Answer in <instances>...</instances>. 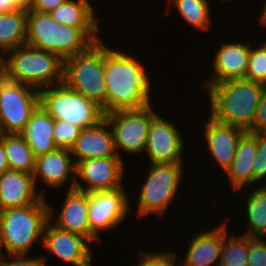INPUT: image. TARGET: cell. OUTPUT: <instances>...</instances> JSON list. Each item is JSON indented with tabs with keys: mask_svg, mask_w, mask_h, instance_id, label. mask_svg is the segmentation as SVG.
<instances>
[{
	"mask_svg": "<svg viewBox=\"0 0 266 266\" xmlns=\"http://www.w3.org/2000/svg\"><path fill=\"white\" fill-rule=\"evenodd\" d=\"M123 49L108 47L105 43V83L107 104L104 114L129 109H140L153 103L152 79L143 59L125 53Z\"/></svg>",
	"mask_w": 266,
	"mask_h": 266,
	"instance_id": "1",
	"label": "cell"
},
{
	"mask_svg": "<svg viewBox=\"0 0 266 266\" xmlns=\"http://www.w3.org/2000/svg\"><path fill=\"white\" fill-rule=\"evenodd\" d=\"M101 27H74L54 21L49 12L28 11L26 44L57 54L63 61L100 41Z\"/></svg>",
	"mask_w": 266,
	"mask_h": 266,
	"instance_id": "2",
	"label": "cell"
},
{
	"mask_svg": "<svg viewBox=\"0 0 266 266\" xmlns=\"http://www.w3.org/2000/svg\"><path fill=\"white\" fill-rule=\"evenodd\" d=\"M264 86L245 78L213 84L206 90L210 102L208 113L219 122L248 132L252 127Z\"/></svg>",
	"mask_w": 266,
	"mask_h": 266,
	"instance_id": "3",
	"label": "cell"
},
{
	"mask_svg": "<svg viewBox=\"0 0 266 266\" xmlns=\"http://www.w3.org/2000/svg\"><path fill=\"white\" fill-rule=\"evenodd\" d=\"M49 216L46 197L32 205L0 211V252L5 255H29L36 245L34 243L42 247Z\"/></svg>",
	"mask_w": 266,
	"mask_h": 266,
	"instance_id": "4",
	"label": "cell"
},
{
	"mask_svg": "<svg viewBox=\"0 0 266 266\" xmlns=\"http://www.w3.org/2000/svg\"><path fill=\"white\" fill-rule=\"evenodd\" d=\"M63 62L57 54L26 44L4 55V77L40 91L63 83Z\"/></svg>",
	"mask_w": 266,
	"mask_h": 266,
	"instance_id": "5",
	"label": "cell"
},
{
	"mask_svg": "<svg viewBox=\"0 0 266 266\" xmlns=\"http://www.w3.org/2000/svg\"><path fill=\"white\" fill-rule=\"evenodd\" d=\"M185 163L149 164L148 173L139 187V197L136 195V217L142 219L167 216V210L179 196L180 186L184 182ZM184 168V169H183ZM178 195V196H177ZM165 214V215H164ZM147 215V216H146Z\"/></svg>",
	"mask_w": 266,
	"mask_h": 266,
	"instance_id": "6",
	"label": "cell"
},
{
	"mask_svg": "<svg viewBox=\"0 0 266 266\" xmlns=\"http://www.w3.org/2000/svg\"><path fill=\"white\" fill-rule=\"evenodd\" d=\"M101 39L86 51L63 62V84L100 107L107 104L105 83V42Z\"/></svg>",
	"mask_w": 266,
	"mask_h": 266,
	"instance_id": "7",
	"label": "cell"
},
{
	"mask_svg": "<svg viewBox=\"0 0 266 266\" xmlns=\"http://www.w3.org/2000/svg\"><path fill=\"white\" fill-rule=\"evenodd\" d=\"M39 105L54 120L69 122L82 130L99 124L105 116L96 102L63 83L40 90Z\"/></svg>",
	"mask_w": 266,
	"mask_h": 266,
	"instance_id": "8",
	"label": "cell"
},
{
	"mask_svg": "<svg viewBox=\"0 0 266 266\" xmlns=\"http://www.w3.org/2000/svg\"><path fill=\"white\" fill-rule=\"evenodd\" d=\"M155 110L150 104L140 109L105 114L104 119L112 130L116 153L121 159L123 152L133 157L144 155L148 129L152 118L158 113Z\"/></svg>",
	"mask_w": 266,
	"mask_h": 266,
	"instance_id": "9",
	"label": "cell"
},
{
	"mask_svg": "<svg viewBox=\"0 0 266 266\" xmlns=\"http://www.w3.org/2000/svg\"><path fill=\"white\" fill-rule=\"evenodd\" d=\"M39 106V90L3 77L0 80V130L20 133Z\"/></svg>",
	"mask_w": 266,
	"mask_h": 266,
	"instance_id": "10",
	"label": "cell"
},
{
	"mask_svg": "<svg viewBox=\"0 0 266 266\" xmlns=\"http://www.w3.org/2000/svg\"><path fill=\"white\" fill-rule=\"evenodd\" d=\"M124 162V159L120 157H101L79 161L75 168L74 189L92 193L123 188L126 186L124 185L126 172Z\"/></svg>",
	"mask_w": 266,
	"mask_h": 266,
	"instance_id": "11",
	"label": "cell"
},
{
	"mask_svg": "<svg viewBox=\"0 0 266 266\" xmlns=\"http://www.w3.org/2000/svg\"><path fill=\"white\" fill-rule=\"evenodd\" d=\"M126 191L124 186L115 190L90 193L89 226L99 238V233L120 227L124 224L123 221L126 222L128 215H131L132 201Z\"/></svg>",
	"mask_w": 266,
	"mask_h": 266,
	"instance_id": "12",
	"label": "cell"
},
{
	"mask_svg": "<svg viewBox=\"0 0 266 266\" xmlns=\"http://www.w3.org/2000/svg\"><path fill=\"white\" fill-rule=\"evenodd\" d=\"M174 121L166 120L156 114L150 123L145 154L149 164L184 163L185 139Z\"/></svg>",
	"mask_w": 266,
	"mask_h": 266,
	"instance_id": "13",
	"label": "cell"
},
{
	"mask_svg": "<svg viewBox=\"0 0 266 266\" xmlns=\"http://www.w3.org/2000/svg\"><path fill=\"white\" fill-rule=\"evenodd\" d=\"M75 168L76 165L69 149L57 148L50 153L35 158V167L32 175L38 192L47 198L46 188H49V190L54 189L55 191L56 189L57 191L74 189ZM39 180L40 182L42 180L44 189L38 188Z\"/></svg>",
	"mask_w": 266,
	"mask_h": 266,
	"instance_id": "14",
	"label": "cell"
},
{
	"mask_svg": "<svg viewBox=\"0 0 266 266\" xmlns=\"http://www.w3.org/2000/svg\"><path fill=\"white\" fill-rule=\"evenodd\" d=\"M65 193L59 211L54 210L55 207L48 202L49 220L58 228L78 234L89 240L92 244L101 243V238L89 226L90 193L76 189L66 190Z\"/></svg>",
	"mask_w": 266,
	"mask_h": 266,
	"instance_id": "15",
	"label": "cell"
},
{
	"mask_svg": "<svg viewBox=\"0 0 266 266\" xmlns=\"http://www.w3.org/2000/svg\"><path fill=\"white\" fill-rule=\"evenodd\" d=\"M92 243L86 238L62 230L50 220L46 223L42 247L57 257L63 264L72 266H93Z\"/></svg>",
	"mask_w": 266,
	"mask_h": 266,
	"instance_id": "16",
	"label": "cell"
},
{
	"mask_svg": "<svg viewBox=\"0 0 266 266\" xmlns=\"http://www.w3.org/2000/svg\"><path fill=\"white\" fill-rule=\"evenodd\" d=\"M236 40L234 42H221L215 49L211 60V73L207 80L202 81L204 89L220 82L244 79L247 73L248 58L250 53V41Z\"/></svg>",
	"mask_w": 266,
	"mask_h": 266,
	"instance_id": "17",
	"label": "cell"
},
{
	"mask_svg": "<svg viewBox=\"0 0 266 266\" xmlns=\"http://www.w3.org/2000/svg\"><path fill=\"white\" fill-rule=\"evenodd\" d=\"M208 118H205L203 127V137L205 144L209 153L212 156L213 162L219 167L220 171L224 175L226 170L230 167L231 162L234 159L236 154L237 145L240 139L247 133V131L236 127L231 126L230 124H225L217 121L209 113L207 114ZM206 122V123H205Z\"/></svg>",
	"mask_w": 266,
	"mask_h": 266,
	"instance_id": "18",
	"label": "cell"
},
{
	"mask_svg": "<svg viewBox=\"0 0 266 266\" xmlns=\"http://www.w3.org/2000/svg\"><path fill=\"white\" fill-rule=\"evenodd\" d=\"M218 223L220 225L211 226L210 229L208 227V230L205 228L206 226H203L202 231L200 229L191 230V238H189V242L187 240L189 244L183 245L186 249L185 253H182V260L177 257L178 252L174 250L177 266H219L223 243V220Z\"/></svg>",
	"mask_w": 266,
	"mask_h": 266,
	"instance_id": "19",
	"label": "cell"
},
{
	"mask_svg": "<svg viewBox=\"0 0 266 266\" xmlns=\"http://www.w3.org/2000/svg\"><path fill=\"white\" fill-rule=\"evenodd\" d=\"M70 151L75 165L86 159L119 157L115 150L112 130L105 119L93 127L81 130Z\"/></svg>",
	"mask_w": 266,
	"mask_h": 266,
	"instance_id": "20",
	"label": "cell"
},
{
	"mask_svg": "<svg viewBox=\"0 0 266 266\" xmlns=\"http://www.w3.org/2000/svg\"><path fill=\"white\" fill-rule=\"evenodd\" d=\"M42 197L32 174L7 170L0 175V211L32 205Z\"/></svg>",
	"mask_w": 266,
	"mask_h": 266,
	"instance_id": "21",
	"label": "cell"
},
{
	"mask_svg": "<svg viewBox=\"0 0 266 266\" xmlns=\"http://www.w3.org/2000/svg\"><path fill=\"white\" fill-rule=\"evenodd\" d=\"M257 152V134L246 133L239 141L236 154L225 172L233 193L254 186L253 165ZM251 184V185H250ZM253 184V185H252Z\"/></svg>",
	"mask_w": 266,
	"mask_h": 266,
	"instance_id": "22",
	"label": "cell"
},
{
	"mask_svg": "<svg viewBox=\"0 0 266 266\" xmlns=\"http://www.w3.org/2000/svg\"><path fill=\"white\" fill-rule=\"evenodd\" d=\"M242 190V191H241ZM245 190V191H243ZM243 192L240 195H243L238 200V203H241L243 206H239L243 208V213L245 216V231H239L240 234L249 236V237H262L266 233V185L261 186H250L247 189L242 188L236 193Z\"/></svg>",
	"mask_w": 266,
	"mask_h": 266,
	"instance_id": "23",
	"label": "cell"
},
{
	"mask_svg": "<svg viewBox=\"0 0 266 266\" xmlns=\"http://www.w3.org/2000/svg\"><path fill=\"white\" fill-rule=\"evenodd\" d=\"M53 130L54 119L39 105L19 134L37 158L57 149L52 134Z\"/></svg>",
	"mask_w": 266,
	"mask_h": 266,
	"instance_id": "24",
	"label": "cell"
},
{
	"mask_svg": "<svg viewBox=\"0 0 266 266\" xmlns=\"http://www.w3.org/2000/svg\"><path fill=\"white\" fill-rule=\"evenodd\" d=\"M93 0H67L50 11L54 21L74 27H102Z\"/></svg>",
	"mask_w": 266,
	"mask_h": 266,
	"instance_id": "25",
	"label": "cell"
},
{
	"mask_svg": "<svg viewBox=\"0 0 266 266\" xmlns=\"http://www.w3.org/2000/svg\"><path fill=\"white\" fill-rule=\"evenodd\" d=\"M28 7L0 14V52L8 51L26 45Z\"/></svg>",
	"mask_w": 266,
	"mask_h": 266,
	"instance_id": "26",
	"label": "cell"
},
{
	"mask_svg": "<svg viewBox=\"0 0 266 266\" xmlns=\"http://www.w3.org/2000/svg\"><path fill=\"white\" fill-rule=\"evenodd\" d=\"M168 7L171 6L180 15L183 22L187 23L196 32L207 31L212 26V11L210 0H166Z\"/></svg>",
	"mask_w": 266,
	"mask_h": 266,
	"instance_id": "27",
	"label": "cell"
},
{
	"mask_svg": "<svg viewBox=\"0 0 266 266\" xmlns=\"http://www.w3.org/2000/svg\"><path fill=\"white\" fill-rule=\"evenodd\" d=\"M9 170L33 174L35 156L32 149L19 133L3 134Z\"/></svg>",
	"mask_w": 266,
	"mask_h": 266,
	"instance_id": "28",
	"label": "cell"
},
{
	"mask_svg": "<svg viewBox=\"0 0 266 266\" xmlns=\"http://www.w3.org/2000/svg\"><path fill=\"white\" fill-rule=\"evenodd\" d=\"M227 221L229 222V220L223 221V243L219 266H248L249 236L229 232Z\"/></svg>",
	"mask_w": 266,
	"mask_h": 266,
	"instance_id": "29",
	"label": "cell"
},
{
	"mask_svg": "<svg viewBox=\"0 0 266 266\" xmlns=\"http://www.w3.org/2000/svg\"><path fill=\"white\" fill-rule=\"evenodd\" d=\"M250 41L247 73L245 79L255 81L266 86V42L254 46Z\"/></svg>",
	"mask_w": 266,
	"mask_h": 266,
	"instance_id": "30",
	"label": "cell"
},
{
	"mask_svg": "<svg viewBox=\"0 0 266 266\" xmlns=\"http://www.w3.org/2000/svg\"><path fill=\"white\" fill-rule=\"evenodd\" d=\"M160 251V252H159ZM149 252L144 249L140 250L137 253V260L134 262L133 266H177L175 251L168 250H159Z\"/></svg>",
	"mask_w": 266,
	"mask_h": 266,
	"instance_id": "31",
	"label": "cell"
},
{
	"mask_svg": "<svg viewBox=\"0 0 266 266\" xmlns=\"http://www.w3.org/2000/svg\"><path fill=\"white\" fill-rule=\"evenodd\" d=\"M81 128L69 122L54 120V130L52 131L54 143L57 148L71 149L79 137Z\"/></svg>",
	"mask_w": 266,
	"mask_h": 266,
	"instance_id": "32",
	"label": "cell"
},
{
	"mask_svg": "<svg viewBox=\"0 0 266 266\" xmlns=\"http://www.w3.org/2000/svg\"><path fill=\"white\" fill-rule=\"evenodd\" d=\"M254 161V185H266V134H257V152Z\"/></svg>",
	"mask_w": 266,
	"mask_h": 266,
	"instance_id": "33",
	"label": "cell"
},
{
	"mask_svg": "<svg viewBox=\"0 0 266 266\" xmlns=\"http://www.w3.org/2000/svg\"><path fill=\"white\" fill-rule=\"evenodd\" d=\"M8 257V258H7ZM30 255H1L0 266H49L47 265L46 254L37 255L33 258Z\"/></svg>",
	"mask_w": 266,
	"mask_h": 266,
	"instance_id": "34",
	"label": "cell"
},
{
	"mask_svg": "<svg viewBox=\"0 0 266 266\" xmlns=\"http://www.w3.org/2000/svg\"><path fill=\"white\" fill-rule=\"evenodd\" d=\"M248 266H266V242L260 237H249Z\"/></svg>",
	"mask_w": 266,
	"mask_h": 266,
	"instance_id": "35",
	"label": "cell"
},
{
	"mask_svg": "<svg viewBox=\"0 0 266 266\" xmlns=\"http://www.w3.org/2000/svg\"><path fill=\"white\" fill-rule=\"evenodd\" d=\"M250 134H266V86L261 96L260 103L257 107L256 114L252 123Z\"/></svg>",
	"mask_w": 266,
	"mask_h": 266,
	"instance_id": "36",
	"label": "cell"
},
{
	"mask_svg": "<svg viewBox=\"0 0 266 266\" xmlns=\"http://www.w3.org/2000/svg\"><path fill=\"white\" fill-rule=\"evenodd\" d=\"M66 1L67 0H33L28 6V11L50 12Z\"/></svg>",
	"mask_w": 266,
	"mask_h": 266,
	"instance_id": "37",
	"label": "cell"
},
{
	"mask_svg": "<svg viewBox=\"0 0 266 266\" xmlns=\"http://www.w3.org/2000/svg\"><path fill=\"white\" fill-rule=\"evenodd\" d=\"M23 5L19 0H0V14L21 9Z\"/></svg>",
	"mask_w": 266,
	"mask_h": 266,
	"instance_id": "38",
	"label": "cell"
},
{
	"mask_svg": "<svg viewBox=\"0 0 266 266\" xmlns=\"http://www.w3.org/2000/svg\"><path fill=\"white\" fill-rule=\"evenodd\" d=\"M9 170L6 151L3 144V134L0 136V175Z\"/></svg>",
	"mask_w": 266,
	"mask_h": 266,
	"instance_id": "39",
	"label": "cell"
},
{
	"mask_svg": "<svg viewBox=\"0 0 266 266\" xmlns=\"http://www.w3.org/2000/svg\"><path fill=\"white\" fill-rule=\"evenodd\" d=\"M262 9L260 10L258 18V25H262V27L265 29L266 27V1L265 3L263 4V6L261 7Z\"/></svg>",
	"mask_w": 266,
	"mask_h": 266,
	"instance_id": "40",
	"label": "cell"
},
{
	"mask_svg": "<svg viewBox=\"0 0 266 266\" xmlns=\"http://www.w3.org/2000/svg\"><path fill=\"white\" fill-rule=\"evenodd\" d=\"M4 77V55L0 52V80Z\"/></svg>",
	"mask_w": 266,
	"mask_h": 266,
	"instance_id": "41",
	"label": "cell"
},
{
	"mask_svg": "<svg viewBox=\"0 0 266 266\" xmlns=\"http://www.w3.org/2000/svg\"><path fill=\"white\" fill-rule=\"evenodd\" d=\"M23 6H29L33 0H19Z\"/></svg>",
	"mask_w": 266,
	"mask_h": 266,
	"instance_id": "42",
	"label": "cell"
},
{
	"mask_svg": "<svg viewBox=\"0 0 266 266\" xmlns=\"http://www.w3.org/2000/svg\"><path fill=\"white\" fill-rule=\"evenodd\" d=\"M261 238L266 242V233Z\"/></svg>",
	"mask_w": 266,
	"mask_h": 266,
	"instance_id": "43",
	"label": "cell"
},
{
	"mask_svg": "<svg viewBox=\"0 0 266 266\" xmlns=\"http://www.w3.org/2000/svg\"><path fill=\"white\" fill-rule=\"evenodd\" d=\"M226 1L227 2L229 1L230 2L231 0H220V2H223V3H225Z\"/></svg>",
	"mask_w": 266,
	"mask_h": 266,
	"instance_id": "44",
	"label": "cell"
}]
</instances>
